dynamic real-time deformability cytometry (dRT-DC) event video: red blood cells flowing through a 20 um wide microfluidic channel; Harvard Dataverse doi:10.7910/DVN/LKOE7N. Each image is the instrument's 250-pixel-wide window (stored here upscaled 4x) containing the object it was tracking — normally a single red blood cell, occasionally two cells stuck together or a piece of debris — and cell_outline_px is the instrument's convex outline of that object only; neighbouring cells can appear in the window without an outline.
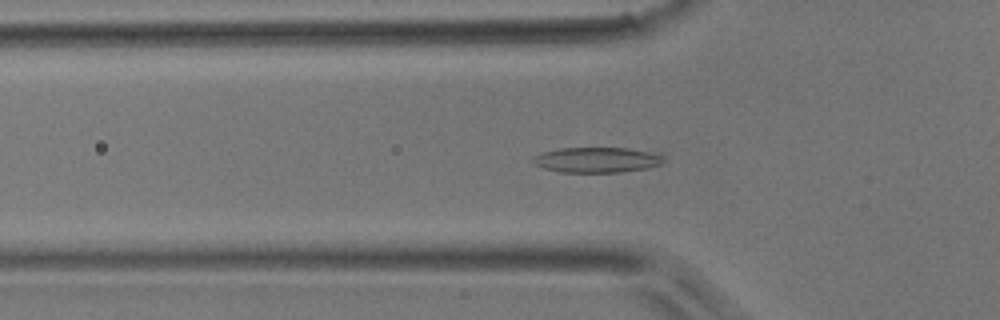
{"species": "common noctule bat (a hibernating species)", "species_latin": "Nyctalus noctula", "temperature_condition": "room temperature", "stored_images_in_passage": 45, "camera_frame_rate_fps": 3000, "um_per_image_px": 0.085, "animal": {"sex": "male", "body_mass_g": 17.9}, "frame": {"image": 1, "passage_image": 16, "time_ms": 5.0, "image_size_px": [1000, 320], "cell_outline_px": [[664, 164], [648, 168], [620, 172], [560, 172], [544, 168], [536, 164], [532, 160], [532, 156], [540, 152], [560, 148], [628, 148], [664, 152]], "centroid_in_image_um": [50.83, 13.57], "position_along_channel_um": 75.0, "area_um2": 19.77}}
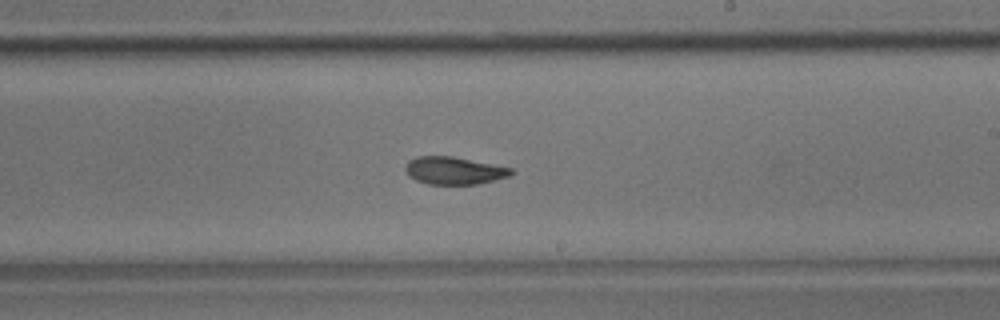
{"frame": {"image": 2, "passage_image": 29, "time_ms": 9.333, "image_size_px": [1000, 320], "cell_outline_px": [[516, 172], [508, 176], [476, 184], [428, 184], [416, 180], [408, 176], [404, 168], [408, 160], [416, 156], [452, 156], [512, 168]], "centroid_in_image_um": [38.55, 14.49], "position_along_channel_um": 250.4, "area_um2": 16.94}}
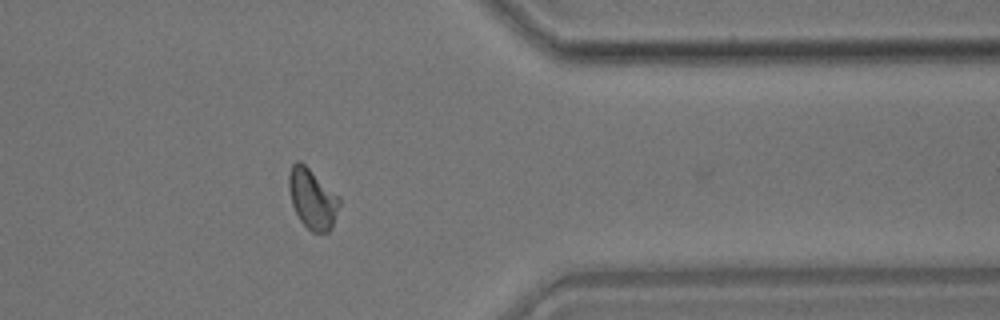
{"frame": {"image": 3, "passage_image": 40, "time_ms": 13.0, "image_size_px": [1000, 320], "cell_outline_px": [[340, 204], [332, 228], [328, 232], [312, 232], [300, 220], [292, 204], [288, 188], [288, 176], [292, 164], [296, 160], [300, 160], [340, 196]], "centroid_in_image_um": [26.56, 16.87], "position_along_channel_um": 384.8, "area_um2": 17.8}}